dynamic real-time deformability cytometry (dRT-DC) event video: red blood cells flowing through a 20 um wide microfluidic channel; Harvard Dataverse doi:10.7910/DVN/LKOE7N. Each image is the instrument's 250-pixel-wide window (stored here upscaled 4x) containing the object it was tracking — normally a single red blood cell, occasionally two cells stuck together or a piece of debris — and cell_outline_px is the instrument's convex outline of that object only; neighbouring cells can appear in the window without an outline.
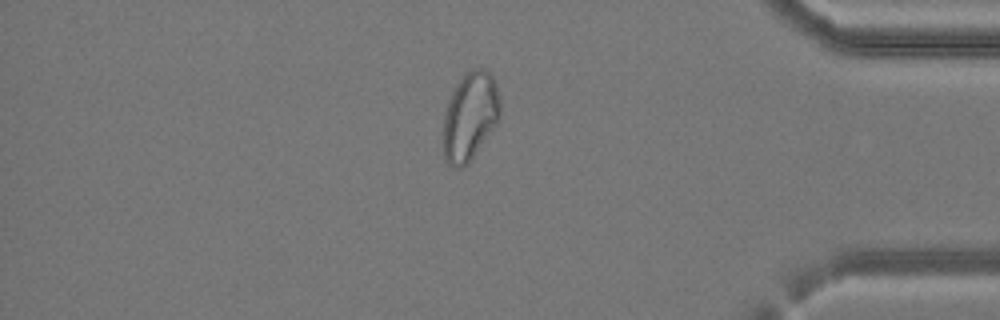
{"species": "common noctule bat (a hibernating species)", "species_latin": "Nyctalus noctula", "temperature_condition": "cold", "stored_images_in_passage": 41, "camera_frame_rate_fps": 3000, "um_per_image_px": 0.085, "animal": {"sex": "female", "body_mass_g": 24.6, "forearm_length_mm": 56.2}, "frame": {"image": 1, "passage_image": 35, "time_ms": 11.333, "image_size_px": [1000, 320], "cell_outline_px": [[500, 116], [496, 124], [468, 164], [460, 168], [456, 168], [448, 164], [444, 160], [444, 112], [448, 100], [456, 84], [464, 72], [472, 68], [484, 68], [492, 76], [496, 84], [500, 100]], "centroid_in_image_um": [39.94, 9.87], "position_along_channel_um": 395.3, "area_um2": 29.36}}